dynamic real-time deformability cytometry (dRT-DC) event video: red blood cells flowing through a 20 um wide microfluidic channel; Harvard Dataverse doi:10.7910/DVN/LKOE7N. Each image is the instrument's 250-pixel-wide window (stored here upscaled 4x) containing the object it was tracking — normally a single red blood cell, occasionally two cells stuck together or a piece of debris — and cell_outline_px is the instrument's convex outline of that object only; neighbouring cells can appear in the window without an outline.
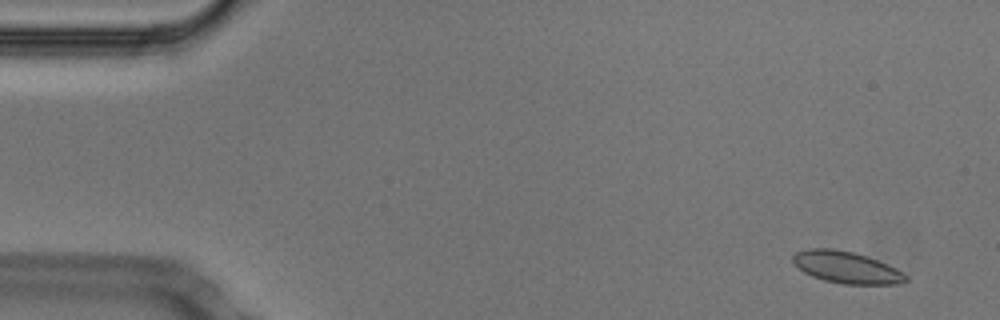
{"species": "Egyptian fruit bat (a non-hibernating species)", "species_latin": "Rousettus aegyptiacus", "temperature_condition": "cold", "stored_images_in_passage": 54, "camera_frame_rate_fps": 3000, "um_per_image_px": 0.085, "animal": {"sex": "male"}, "frame": {"image": 1, "passage_image": 4, "time_ms": 1.0, "image_size_px": [1000, 320], "cell_outline_px": [[908, 280], [900, 284], [844, 284], [824, 280], [812, 276], [804, 272], [792, 260], [792, 256], [796, 252], [808, 248], [832, 248], [852, 252], [868, 256], [896, 268], [908, 276]], "centroid_in_image_um": [71.96, 22.72], "position_along_channel_um": 13.0, "area_um2": 20.87}}
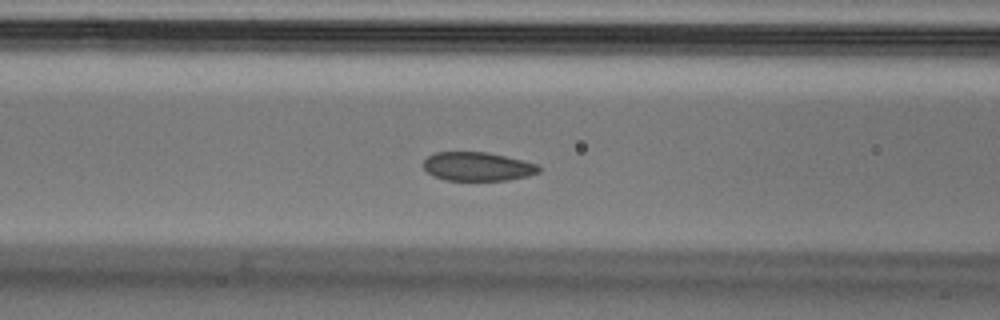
{"frame": {"image": 2, "passage_image": 22, "time_ms": 7.0, "image_size_px": [1000, 320], "cell_outline_px": [[540, 172], [528, 176], [508, 180], [444, 180], [432, 176], [424, 168], [424, 160], [428, 156], [436, 152], [484, 152], [504, 156], [536, 164], [540, 168]], "centroid_in_image_um": [40.56, 14.16], "position_along_channel_um": 126.0, "area_um2": 19.19}}
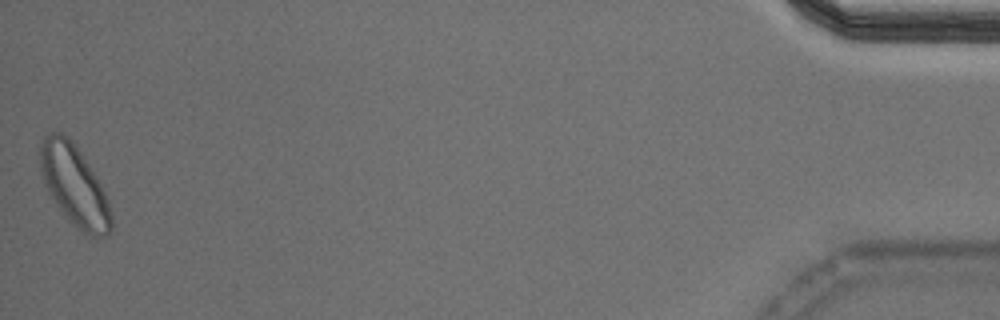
{"frame": {"image": 3, "passage_image": 54, "time_ms": 17.667, "image_size_px": [1000, 320], "cell_outline_px": [[112, 232], [108, 236], [92, 236], [84, 232], [72, 224], [68, 220], [56, 204], [48, 192], [44, 184], [40, 172], [40, 148], [44, 136], [52, 132], [60, 132], [68, 136], [72, 140], [96, 176], [108, 200], [112, 216]], "centroid_in_image_um": [6.32, 15.78], "position_along_channel_um": 428.9, "area_um2": 33.23}, "authors_computed_cell_mechanics": {"area_um2": 20.7213, "velocity_mm_per_s": 3.723, "shape_relaxation_time_tau1_ms": 5.3019, "shape_relaxation_time_tau2_ms": 3.6977, "deformation_change_tau1": 0.0899, "deformation_change_tau2": 0.0688}}